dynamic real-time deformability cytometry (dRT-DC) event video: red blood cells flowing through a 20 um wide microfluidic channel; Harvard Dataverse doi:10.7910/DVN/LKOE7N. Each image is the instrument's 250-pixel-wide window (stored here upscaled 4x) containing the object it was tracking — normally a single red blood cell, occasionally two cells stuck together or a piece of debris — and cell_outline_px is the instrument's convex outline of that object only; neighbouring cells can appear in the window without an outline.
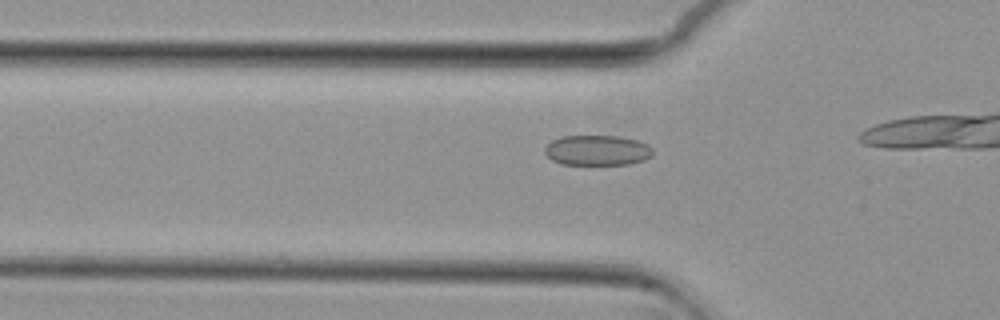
{"species": "common noctule bat (a hibernating species)", "species_latin": "Nyctalus noctula", "temperature_condition": "cold", "stored_images_in_passage": 9, "camera_frame_rate_fps": 3000, "um_per_image_px": 0.085, "animal": {"sex": "female", "body_mass_g": 29.2, "forearm_length_mm": 56.3}, "frame": {"image": 1, "passage_image": 6, "time_ms": 1.667, "image_size_px": [1000, 320], "cell_outline_px": [[652, 156], [644, 160], [628, 164], [560, 164], [552, 160], [544, 152], [544, 148], [552, 140], [564, 136], [616, 136], [636, 140], [648, 144], [652, 148]], "centroid_in_image_um": [50.76, 12.78], "position_along_channel_um": 75.0, "area_um2": 18.96}}